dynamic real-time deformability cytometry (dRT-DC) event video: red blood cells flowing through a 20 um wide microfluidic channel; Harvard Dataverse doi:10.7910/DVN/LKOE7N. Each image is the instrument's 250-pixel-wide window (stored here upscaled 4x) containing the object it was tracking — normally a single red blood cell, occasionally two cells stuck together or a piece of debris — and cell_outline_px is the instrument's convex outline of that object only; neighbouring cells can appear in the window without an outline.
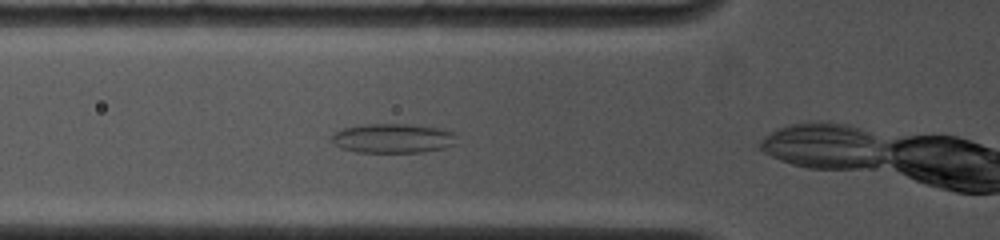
{"species": "common noctule bat (a hibernating species)", "species_latin": "Nyctalus noctula", "temperature_condition": "cold", "stored_images_in_passage": 16, "camera_frame_rate_fps": 4500, "um_per_image_px": 0.085, "animal": {"sex": "female", "body_mass_g": 19.0, "forearm_length_mm": 53.3}, "frame": {"image": 1, "passage_image": 5, "time_ms": 1.111, "image_size_px": [1000, 240], "cell_outline_px": [[456, 144], [444, 148], [420, 152], [356, 152], [340, 148], [332, 140], [332, 136], [336, 132], [344, 128], [364, 124], [408, 124], [440, 128], [456, 132]], "centroid_in_image_um": [33.45, 11.75], "position_along_channel_um": 92.4, "area_um2": 21.44}}
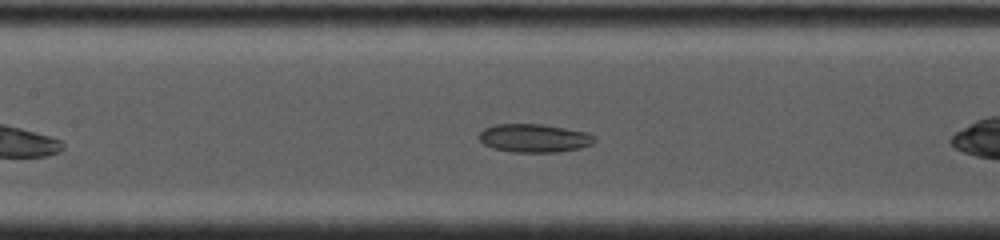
{"frame": {"image": 2, "passage_image": 10, "time_ms": 2.889, "image_size_px": [1000, 240], "cell_outline_px": [[596, 140], [592, 144], [580, 148], [556, 152], [512, 152], [492, 148], [484, 144], [480, 140], [480, 132], [484, 128], [492, 124], [540, 124], [588, 132], [596, 136]], "centroid_in_image_um": [45.41, 11.74], "position_along_channel_um": 162.0, "area_um2": 19.13}}
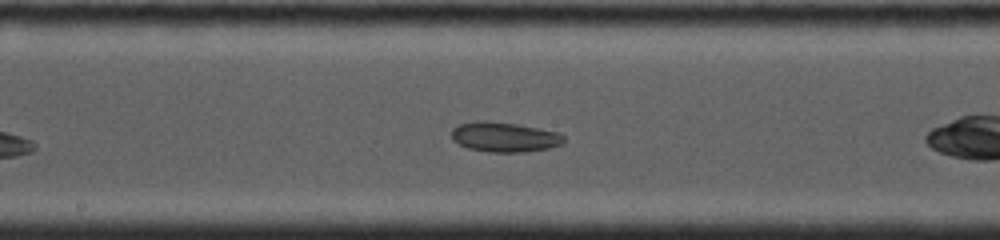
{"frame": {"image": 3, "passage_image": 14, "time_ms": 4.0, "image_size_px": [1000, 240], "cell_outline_px": [[564, 144], [548, 148], [524, 152], [488, 152], [468, 148], [452, 140], [452, 128], [460, 124], [484, 120], [516, 124], [560, 132], [564, 136]], "centroid_in_image_um": [42.9, 11.65], "position_along_channel_um": 205.3, "area_um2": 19.54}}